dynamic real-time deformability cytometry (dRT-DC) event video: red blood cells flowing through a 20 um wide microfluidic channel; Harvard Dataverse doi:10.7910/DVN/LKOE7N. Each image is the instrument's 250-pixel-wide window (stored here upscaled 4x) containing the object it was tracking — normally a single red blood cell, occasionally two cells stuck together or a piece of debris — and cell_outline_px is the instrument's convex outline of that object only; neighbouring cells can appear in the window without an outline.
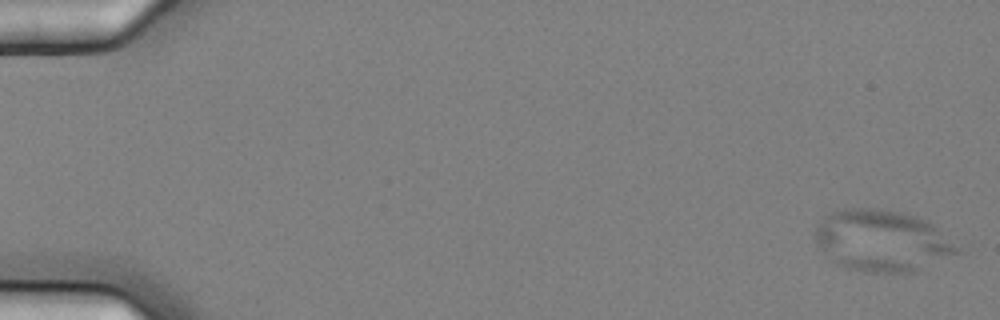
{"species": "common noctule bat (a hibernating species)", "species_latin": "Nyctalus noctula", "temperature_condition": "cold", "stored_images_in_passage": 7, "camera_frame_rate_fps": 3000, "um_per_image_px": 0.085, "animal": {"sex": "female", "body_mass_g": 25.1}, "frame": {"image": 1, "passage_image": 1, "time_ms": 0.0, "image_size_px": [1000, 320], "cell_outline_px": [[960, 252], [912, 272], [864, 272], [848, 268], [836, 264], [816, 244], [812, 236], [816, 224], [828, 212], [844, 208], [876, 208], [900, 212], [916, 216], [932, 224], [960, 248]], "centroid_in_image_um": [74.89, 20.44], "position_along_channel_um": 10.1, "area_um2": 50.86}}
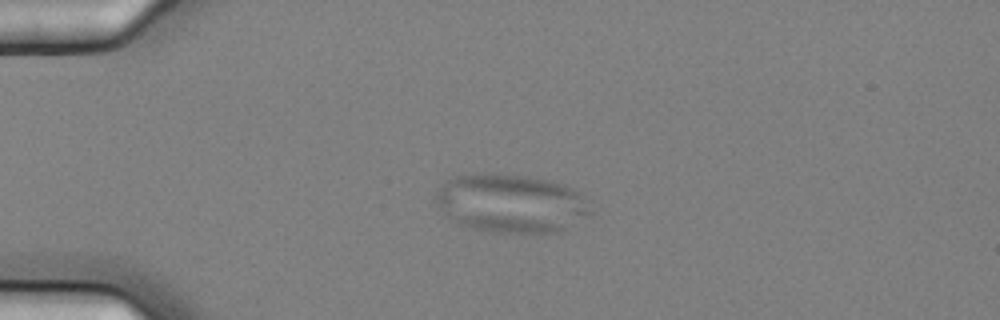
{"frame": {"image": 2, "passage_image": 5, "time_ms": 1.333, "image_size_px": [1000, 320], "cell_outline_px": [[592, 212], [588, 216], [556, 232], [496, 232], [472, 228], [456, 224], [444, 216], [436, 204], [436, 188], [448, 180], [456, 176], [496, 172], [528, 176], [552, 180], [564, 184], [572, 188], [580, 196]], "centroid_in_image_um": [43.35, 17.27], "position_along_channel_um": 41.6, "area_um2": 52.83}}